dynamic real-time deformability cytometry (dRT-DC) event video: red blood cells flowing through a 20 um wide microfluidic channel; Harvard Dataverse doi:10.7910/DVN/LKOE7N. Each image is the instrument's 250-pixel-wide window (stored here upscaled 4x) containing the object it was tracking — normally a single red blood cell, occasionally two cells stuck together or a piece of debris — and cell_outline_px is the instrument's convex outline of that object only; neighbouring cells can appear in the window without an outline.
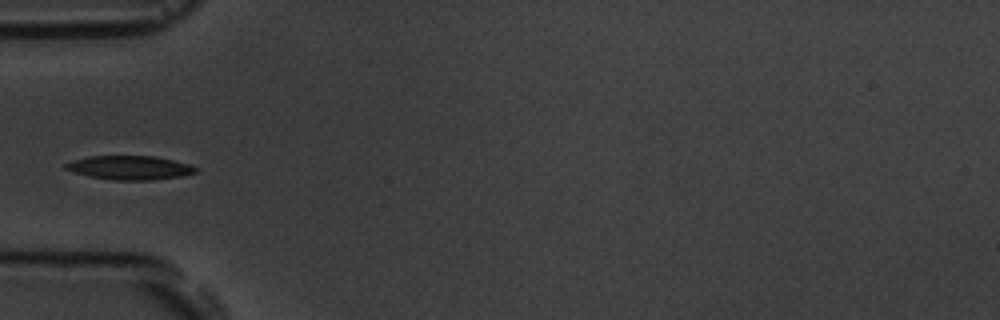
{"species": "common noctule bat (a hibernating species)", "species_latin": "Nyctalus noctula", "temperature_condition": "room temperature", "stored_images_in_passage": 37, "camera_frame_rate_fps": 3000, "um_per_image_px": 0.085, "animal": {"sex": "male", "body_mass_g": 19.5, "forearm_length_mm": 54.6}, "frame": {"image": 1, "passage_image": 1, "time_ms": 0.0, "image_size_px": [1000, 320], "cell_outline_px": [[200, 168], [196, 172], [180, 176], [152, 180], [112, 180], [88, 176], [72, 172], [64, 168], [64, 164], [72, 160], [88, 156], [156, 156], [188, 164]], "centroid_in_image_um": [10.99, 14.25], "position_along_channel_um": 74.0, "area_um2": 18.21}}
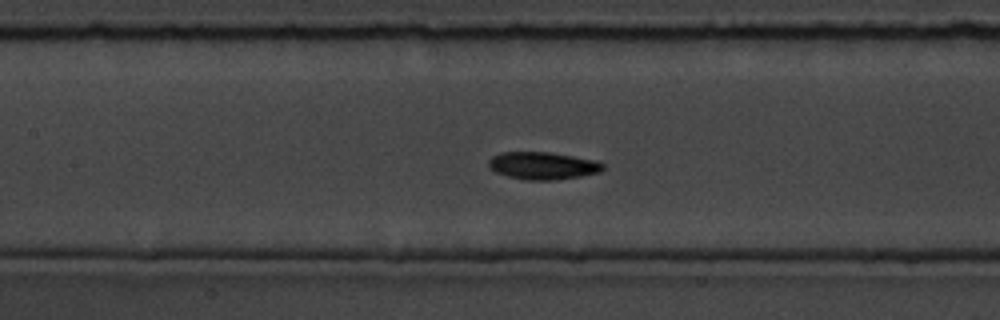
{"frame": {"image": 2, "passage_image": 8, "time_ms": 2.333, "image_size_px": [1000, 320], "cell_outline_px": [[604, 168], [600, 172], [580, 176], [552, 180], [528, 180], [508, 176], [496, 172], [488, 168], [488, 160], [492, 156], [500, 152], [548, 152], [596, 160], [604, 164]], "centroid_in_image_um": [46.11, 14.08], "position_along_channel_um": 161.3, "area_um2": 18.26}}
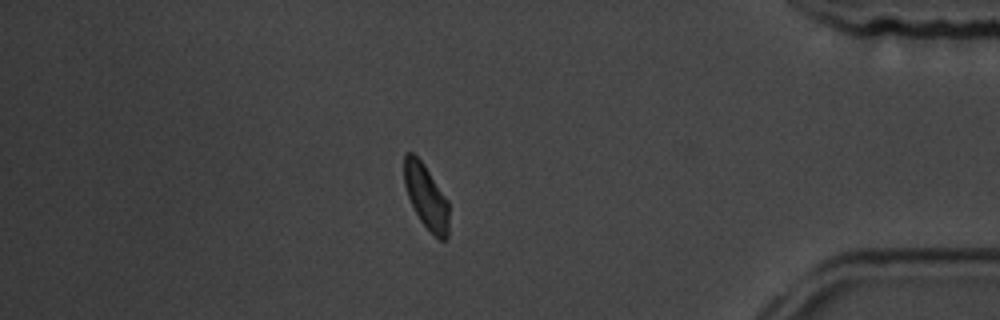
{"frame": {"image": 3, "passage_image": 30, "time_ms": 9.667, "image_size_px": [1000, 320], "cell_outline_px": [[448, 236], [444, 240], [440, 240], [420, 220], [408, 196], [404, 184], [404, 152], [412, 152], [424, 164], [448, 200]], "centroid_in_image_um": [36.21, 16.68], "position_along_channel_um": 399.0, "area_um2": 16.53}}